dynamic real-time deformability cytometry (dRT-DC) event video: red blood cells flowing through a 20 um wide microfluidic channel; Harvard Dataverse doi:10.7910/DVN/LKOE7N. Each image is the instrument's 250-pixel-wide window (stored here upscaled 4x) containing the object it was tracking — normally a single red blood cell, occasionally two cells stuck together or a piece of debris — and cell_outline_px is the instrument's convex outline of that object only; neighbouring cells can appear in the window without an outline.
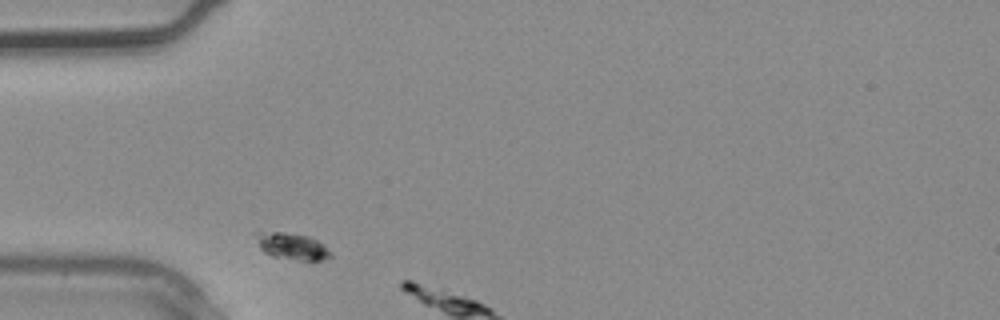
{"species": "common noctule bat (a hibernating species)", "species_latin": "Nyctalus noctula", "temperature_condition": "warm", "stored_images_in_passage": 5, "camera_frame_rate_fps": 3000, "um_per_image_px": 0.085, "animal": {"sex": "male", "body_mass_g": 20.4}, "frame": {"image": 1, "passage_image": 4, "time_ms": 1.0, "image_size_px": [1000, 320], "cell_outline_px": [[332, 256], [320, 260], [300, 260], [272, 256], [264, 252], [260, 248], [252, 232], [284, 232], [308, 236], [324, 244], [332, 252]], "centroid_in_image_um": [24.8, 20.92], "position_along_channel_um": 60.2, "area_um2": 11.62}}